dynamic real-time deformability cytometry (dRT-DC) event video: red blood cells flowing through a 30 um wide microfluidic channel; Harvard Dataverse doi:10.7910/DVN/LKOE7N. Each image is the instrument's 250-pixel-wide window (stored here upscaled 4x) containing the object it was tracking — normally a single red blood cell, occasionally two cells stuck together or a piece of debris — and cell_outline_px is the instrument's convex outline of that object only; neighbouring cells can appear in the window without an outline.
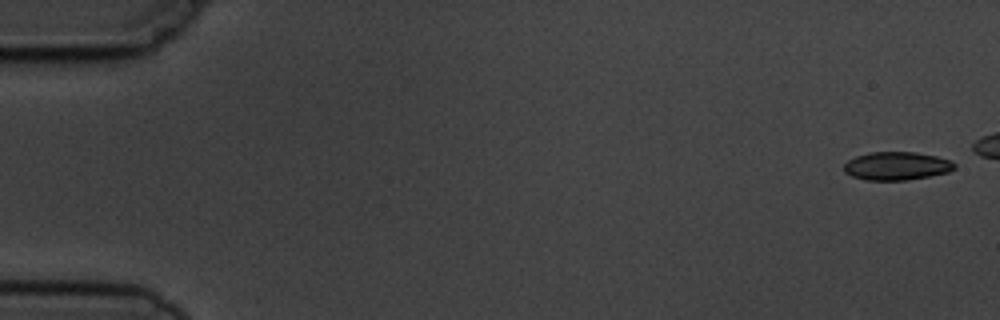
{"species": "common noctule bat (a hibernating species)", "species_latin": "Nyctalus noctula", "temperature_condition": "cold", "stored_images_in_passage": 9, "camera_frame_rate_fps": 3000, "um_per_image_px": 0.085, "animal": {"sex": "male", "body_mass_g": 19.5, "forearm_length_mm": 54.6}, "frame": {"image": 1, "passage_image": 1, "time_ms": 0.0, "image_size_px": [1000, 320], "cell_outline_px": [[956, 168], [948, 172], [928, 176], [904, 180], [864, 180], [852, 176], [844, 172], [844, 164], [848, 160], [856, 156], [868, 152], [916, 152], [936, 156], [952, 160], [956, 164]], "centroid_in_image_um": [76.22, 14.1], "position_along_channel_um": 8.8, "area_um2": 18.26}}
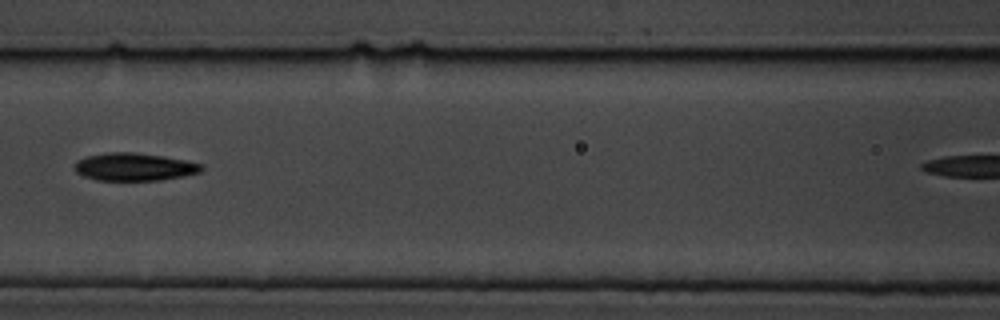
{"frame": {"image": 2, "passage_image": 7, "time_ms": 7.667, "image_size_px": [1000, 320], "cell_outline_px": [[204, 168], [200, 172], [184, 176], [160, 180], [96, 180], [84, 176], [76, 172], [76, 160], [88, 156], [104, 152], [136, 152], [164, 156], [204, 164]], "centroid_in_image_um": [11.44, 14.17], "position_along_channel_um": 155.2, "area_um2": 20.58}}
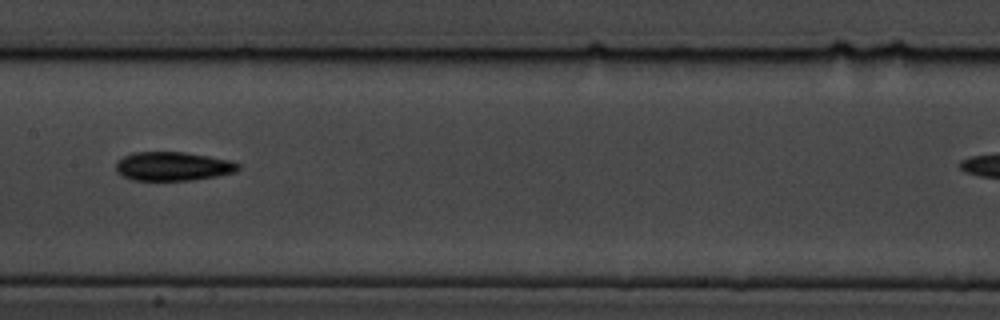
{"frame": {"image": 3, "passage_image": 8, "time_ms": 8.667, "image_size_px": [1000, 320], "cell_outline_px": [[240, 168], [236, 172], [216, 176], [192, 180], [132, 180], [116, 172], [116, 160], [132, 152], [184, 152], [208, 156], [228, 160], [240, 164]], "centroid_in_image_um": [14.68, 14.13], "position_along_channel_um": 192.7, "area_um2": 20.58}}